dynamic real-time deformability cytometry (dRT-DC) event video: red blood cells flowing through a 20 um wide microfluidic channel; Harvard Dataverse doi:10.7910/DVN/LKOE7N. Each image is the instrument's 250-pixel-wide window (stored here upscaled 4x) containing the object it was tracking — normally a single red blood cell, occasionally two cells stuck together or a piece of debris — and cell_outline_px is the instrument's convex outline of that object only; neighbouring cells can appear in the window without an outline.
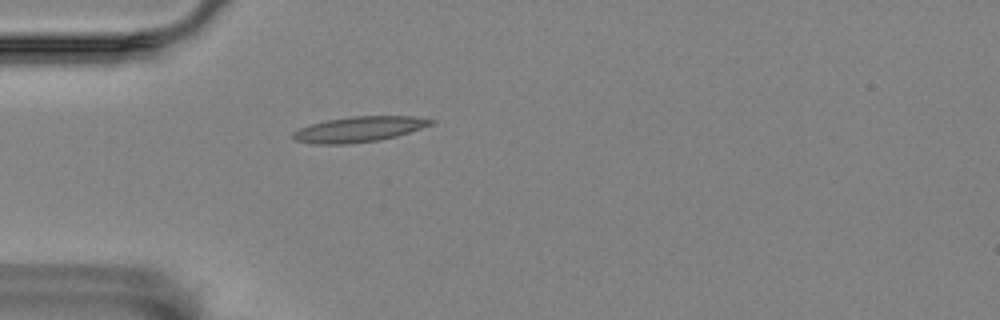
{"species": "Egyptian fruit bat (a non-hibernating species)", "species_latin": "Rousettus aegyptiacus", "temperature_condition": "room temperature", "stored_images_in_passage": 2, "camera_frame_rate_fps": 3000, "um_per_image_px": 0.085, "animal": {"sex": "female"}, "frame": {"image": 1, "passage_image": 2, "time_ms": 0.333, "image_size_px": [1000, 320], "cell_outline_px": [[436, 120], [432, 124], [396, 136], [380, 140], [348, 144], [316, 144], [292, 140], [292, 132], [300, 128], [324, 120], [352, 116], [412, 116]], "centroid_in_image_um": [30.47, 10.99], "position_along_channel_um": 54.5, "area_um2": 20.4}}